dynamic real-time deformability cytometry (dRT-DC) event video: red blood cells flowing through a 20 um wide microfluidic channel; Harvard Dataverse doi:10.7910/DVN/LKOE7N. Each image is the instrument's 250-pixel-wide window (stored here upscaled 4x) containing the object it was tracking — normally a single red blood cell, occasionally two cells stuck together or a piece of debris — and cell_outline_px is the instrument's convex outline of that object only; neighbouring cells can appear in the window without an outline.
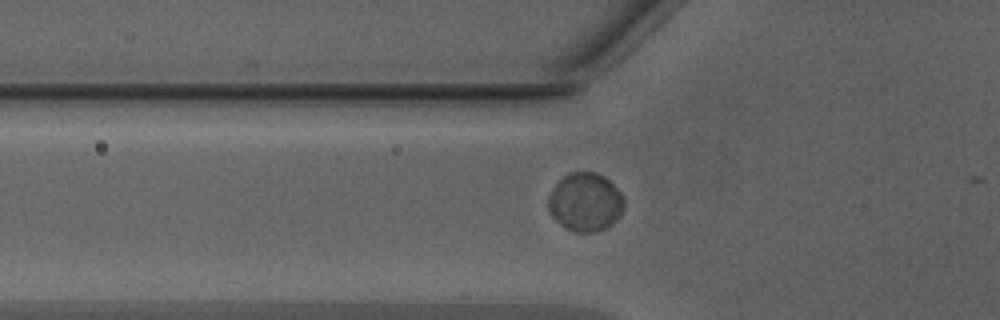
{"species": "Egyptian fruit bat (a non-hibernating species)", "species_latin": "Rousettus aegyptiacus", "temperature_condition": "warm", "stored_images_in_passage": 10, "camera_frame_rate_fps": 3000, "um_per_image_px": 0.085, "animal": {"sex": "male"}, "frame": {"image": 1, "passage_image": 2, "time_ms": 0.333, "image_size_px": [1000, 320], "cell_outline_px": [[624, 208], [620, 216], [612, 224], [596, 232], [576, 232], [568, 228], [556, 220], [552, 216], [548, 208], [548, 196], [556, 184], [564, 176], [572, 172], [596, 172], [604, 176], [620, 192], [624, 200]], "centroid_in_image_um": [49.77, 17.18], "position_along_channel_um": 76.0, "area_um2": 25.61}}
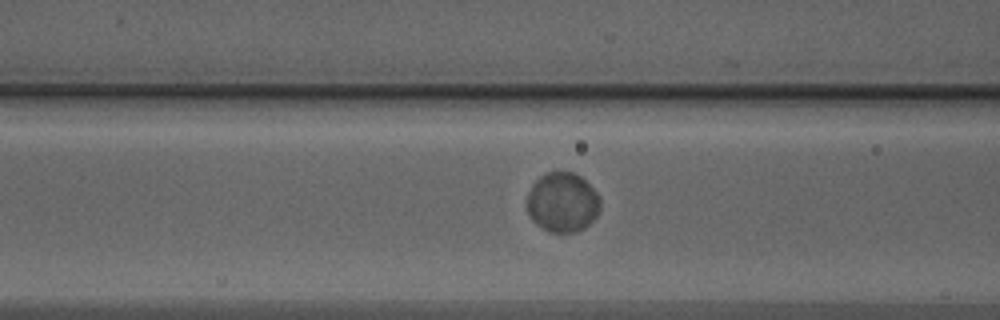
{"frame": {"image": 2, "passage_image": 5, "time_ms": 1.333, "image_size_px": [1000, 320], "cell_outline_px": [[600, 212], [584, 228], [572, 232], [552, 232], [544, 228], [532, 220], [524, 204], [528, 192], [532, 184], [540, 176], [548, 172], [572, 172], [580, 176], [600, 196]], "centroid_in_image_um": [47.79, 17.19], "position_along_channel_um": 118.8, "area_um2": 25.49}}
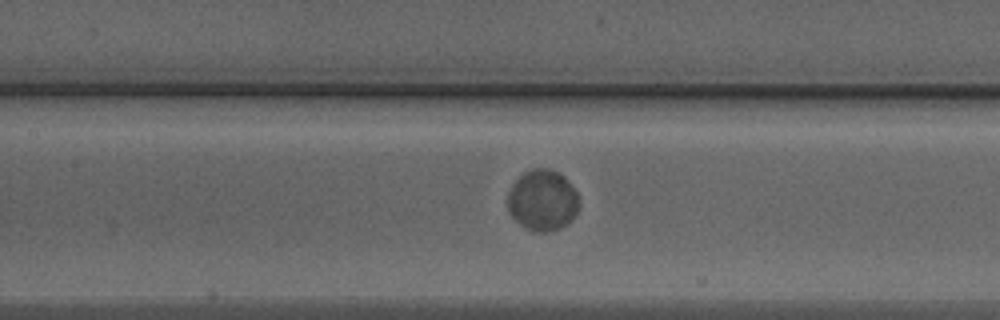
{"frame": {"image": 3, "passage_image": 8, "time_ms": 2.333, "image_size_px": [1000, 320], "cell_outline_px": [[580, 208], [572, 220], [560, 228], [544, 232], [532, 232], [520, 224], [508, 212], [508, 192], [512, 184], [524, 172], [532, 168], [548, 168], [564, 176], [576, 192], [580, 204]], "centroid_in_image_um": [46.12, 17.03], "position_along_channel_um": 161.3, "area_um2": 25.49}}